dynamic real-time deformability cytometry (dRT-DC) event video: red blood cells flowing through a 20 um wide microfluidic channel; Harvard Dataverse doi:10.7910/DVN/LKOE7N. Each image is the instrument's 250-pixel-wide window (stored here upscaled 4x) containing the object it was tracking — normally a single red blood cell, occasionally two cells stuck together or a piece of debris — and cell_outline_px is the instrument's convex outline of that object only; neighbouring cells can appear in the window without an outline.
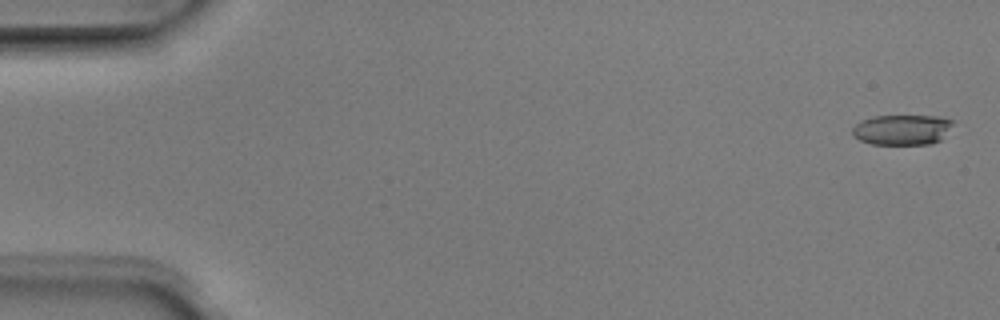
{"species": "Egyptian fruit bat (a non-hibernating species)", "species_latin": "Rousettus aegyptiacus", "temperature_condition": "room temperature", "stored_images_in_passage": 5, "camera_frame_rate_fps": 3000, "um_per_image_px": 0.085, "animal": {"sex": "male"}, "frame": {"image": 1, "passage_image": 1, "time_ms": 0.0, "image_size_px": [1000, 320], "cell_outline_px": [[952, 124], [940, 140], [932, 144], [872, 144], [860, 140], [852, 132], [852, 128], [860, 120], [876, 116], [944, 116], [952, 120]], "centroid_in_image_um": [76.68, 11.02], "position_along_channel_um": 8.3, "area_um2": 17.63}}
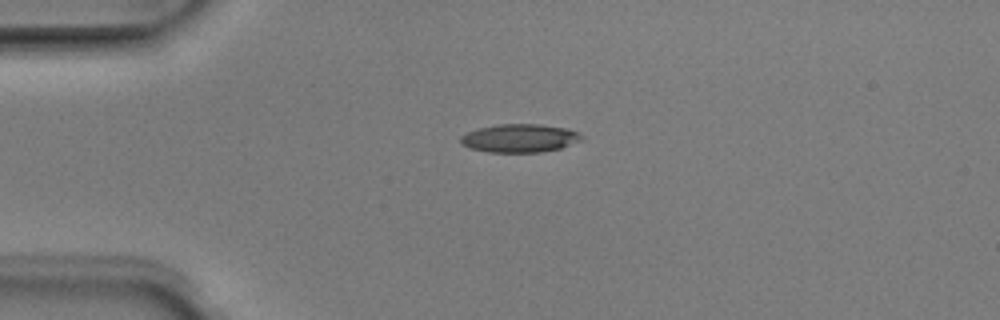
{"frame": {"image": 2, "passage_image": 4, "time_ms": 1.0, "image_size_px": [1000, 320], "cell_outline_px": [[584, 140], [560, 148], [540, 152], [488, 152], [472, 148], [460, 144], [460, 136], [468, 132], [480, 128], [496, 124], [540, 124], [568, 128], [580, 132], [584, 136]], "centroid_in_image_um": [44.23, 11.74], "position_along_channel_um": 40.8, "area_um2": 20.11}}